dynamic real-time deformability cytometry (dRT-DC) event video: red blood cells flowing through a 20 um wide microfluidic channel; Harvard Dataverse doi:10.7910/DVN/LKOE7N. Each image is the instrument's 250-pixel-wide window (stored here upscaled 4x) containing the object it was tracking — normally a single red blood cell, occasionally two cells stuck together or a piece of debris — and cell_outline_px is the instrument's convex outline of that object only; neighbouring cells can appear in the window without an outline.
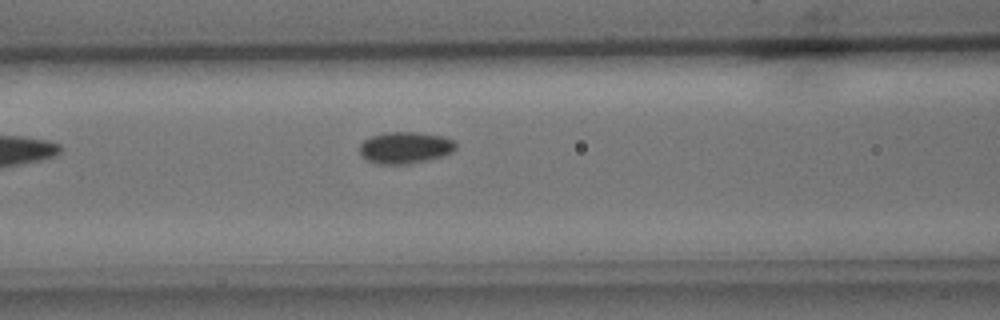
{"species": "common noctule bat (a hibernating species)", "species_latin": "Nyctalus noctula", "temperature_condition": "cold", "stored_images_in_passage": 3, "camera_frame_rate_fps": 3000, "um_per_image_px": 0.085, "animal": {"sex": "male", "body_mass_g": 15.6}, "frame": {"image": 1, "passage_image": 3, "time_ms": 2.333, "image_size_px": [1000, 320], "cell_outline_px": [[456, 148], [452, 152], [428, 160], [408, 164], [380, 164], [368, 160], [360, 156], [360, 144], [364, 140], [372, 136], [384, 132], [416, 132], [444, 136], [456, 140]], "centroid_in_image_um": [34.45, 12.54], "position_along_channel_um": 132.1, "area_um2": 17.86}}